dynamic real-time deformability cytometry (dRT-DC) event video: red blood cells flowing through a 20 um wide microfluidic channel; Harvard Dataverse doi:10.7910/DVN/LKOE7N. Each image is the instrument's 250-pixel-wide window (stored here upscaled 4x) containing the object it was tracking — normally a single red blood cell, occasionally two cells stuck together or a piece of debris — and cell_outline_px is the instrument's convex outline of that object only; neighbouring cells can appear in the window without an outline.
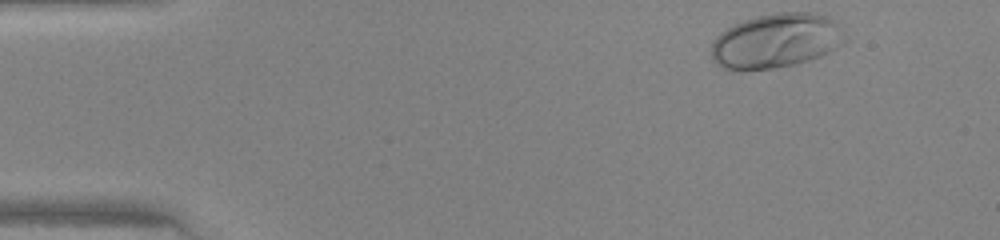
{"species": "human", "species_latin": "Homo sapiens", "temperature_condition": "warm", "stored_images_in_passage": 35, "camera_frame_rate_fps": 3000, "um_per_image_px": 0.085, "donor": {"sex": "female"}, "frame": {"image": 1, "passage_image": 1, "time_ms": 0.0, "image_size_px": [1000, 240], "cell_outline_px": [[848, 40], [844, 44], [820, 56], [796, 64], [776, 68], [740, 72], [732, 72], [720, 68], [712, 60], [712, 40], [720, 32], [732, 24], [756, 16], [780, 12], [816, 12], [828, 16], [836, 20]], "centroid_in_image_um": [65.95, 3.49], "position_along_channel_um": 19.1, "area_um2": 43.58}}
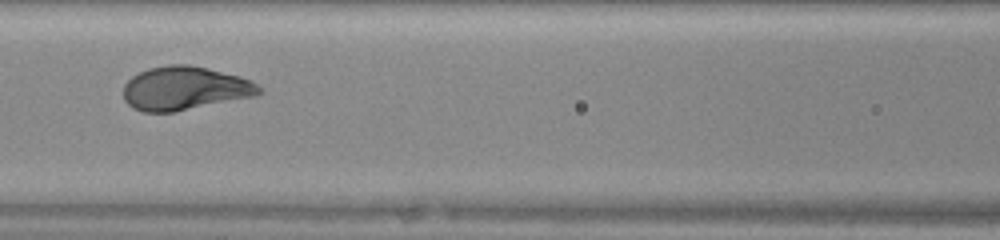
{"frame": {"image": 2, "passage_image": 17, "time_ms": 5.333, "image_size_px": [1000, 240], "cell_outline_px": [[264, 92], [256, 96], [172, 112], [144, 112], [132, 108], [124, 100], [124, 84], [132, 76], [148, 68], [168, 64], [188, 64], [240, 76], [264, 88]], "centroid_in_image_um": [15.7, 7.51], "position_along_channel_um": 150.9, "area_um2": 34.51}}
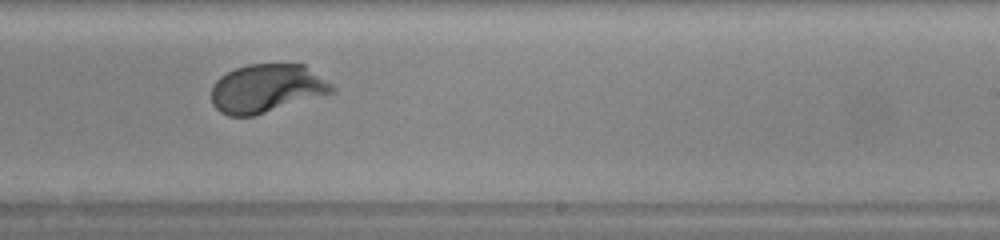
{"frame": {"image": 3, "passage_image": 25, "time_ms": 8.0, "image_size_px": [1000, 240], "cell_outline_px": [[336, 92], [256, 116], [228, 116], [220, 112], [212, 104], [212, 84], [220, 76], [236, 68], [248, 64], [304, 64], [332, 84], [336, 88]], "centroid_in_image_um": [22.68, 7.53], "position_along_channel_um": 266.3, "area_um2": 34.39}}